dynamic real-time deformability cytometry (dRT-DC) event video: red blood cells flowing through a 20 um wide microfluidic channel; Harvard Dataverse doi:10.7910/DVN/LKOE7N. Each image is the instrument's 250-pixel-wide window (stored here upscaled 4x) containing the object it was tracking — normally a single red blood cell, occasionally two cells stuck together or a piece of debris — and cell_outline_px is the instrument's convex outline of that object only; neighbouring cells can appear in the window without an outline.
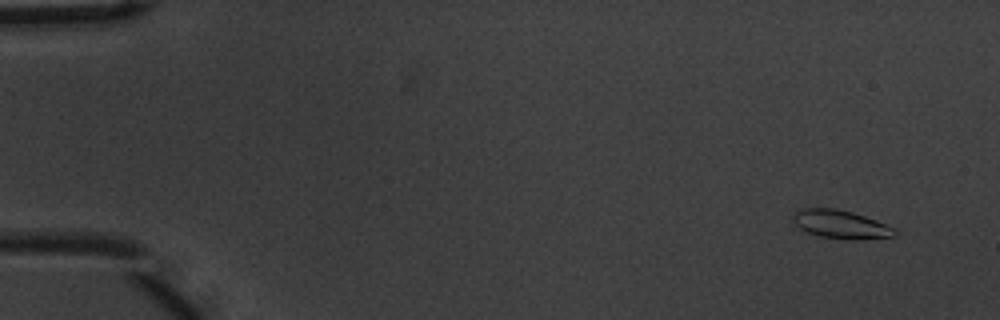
{"species": "common noctule bat (a hibernating species)", "species_latin": "Nyctalus noctula", "temperature_condition": "warm", "stored_images_in_passage": 55, "camera_frame_rate_fps": 3000, "um_per_image_px": 0.085, "animal": {"sex": "male", "body_mass_g": 20.1, "forearm_length_mm": 53.5}, "frame": {"image": 1, "passage_image": 3, "time_ms": 0.667, "image_size_px": [1000, 320], "cell_outline_px": [[896, 236], [860, 240], [848, 240], [820, 236], [808, 232], [800, 228], [792, 220], [792, 216], [800, 208], [836, 208], [852, 212], [876, 220], [896, 228]], "centroid_in_image_um": [71.49, 19.07], "position_along_channel_um": 13.5, "area_um2": 16.94}}
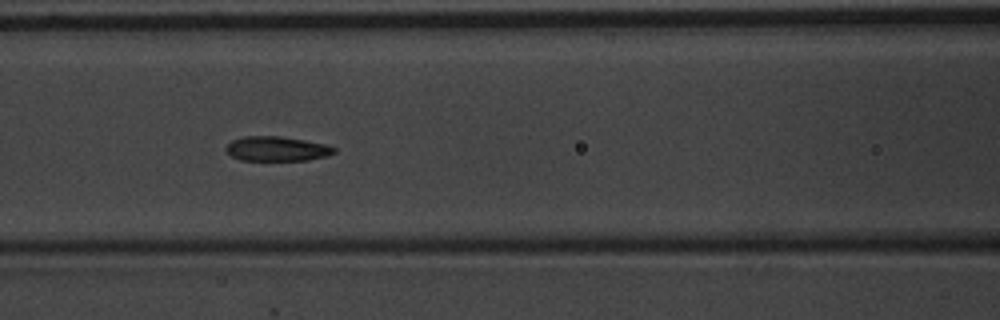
{"frame": {"image": 2, "passage_image": 24, "time_ms": 7.667, "image_size_px": [1000, 320], "cell_outline_px": [[336, 152], [328, 156], [308, 160], [240, 160], [232, 156], [224, 148], [232, 140], [244, 136], [280, 136], [304, 140], [324, 144], [336, 148]], "centroid_in_image_um": [23.54, 12.65], "position_along_channel_um": 143.1, "area_um2": 15.49}}
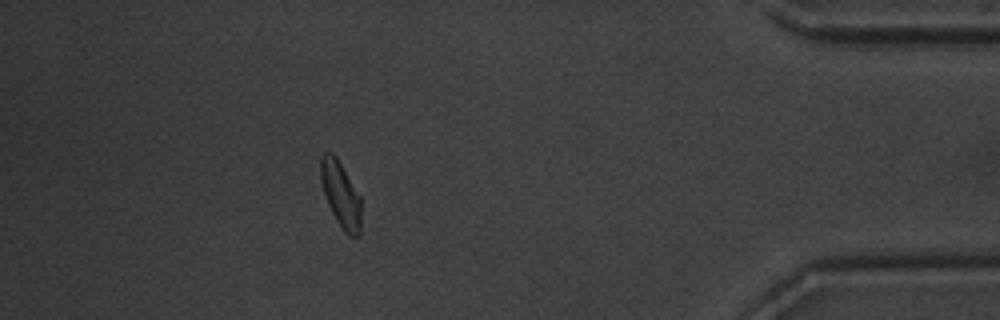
{"frame": {"image": 3, "passage_image": 49, "time_ms": 16.0, "image_size_px": [1000, 320], "cell_outline_px": [[360, 232], [356, 236], [348, 236], [344, 232], [336, 220], [328, 204], [320, 180], [320, 156], [324, 152], [332, 152], [336, 156], [360, 196]], "centroid_in_image_um": [28.94, 16.5], "position_along_channel_um": 406.3, "area_um2": 15.37}, "authors_computed_cell_mechanics": {"area_um2": 16.0684, "velocity_mm_per_s": 3.6887, "shape_relaxation_time_tau1_ms": 2.3616, "shape_relaxation_time_tau2_ms": 1.6603, "deformation_change_tau1": 0.1299, "deformation_change_tau2": 0.0669}}